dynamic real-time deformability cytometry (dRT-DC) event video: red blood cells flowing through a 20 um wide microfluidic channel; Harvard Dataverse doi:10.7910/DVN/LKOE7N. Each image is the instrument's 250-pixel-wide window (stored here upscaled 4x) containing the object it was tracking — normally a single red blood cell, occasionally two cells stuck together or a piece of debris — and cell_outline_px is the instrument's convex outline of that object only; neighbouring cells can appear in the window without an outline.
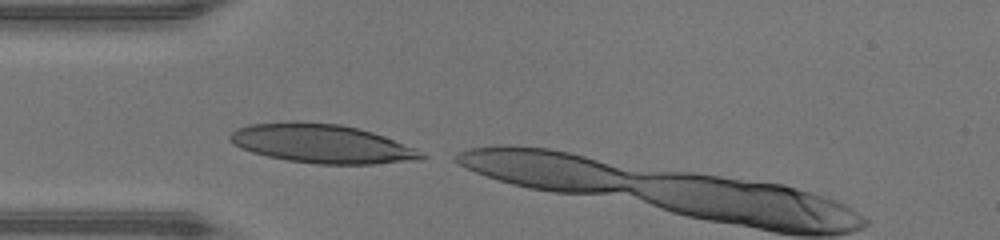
{"species": "human", "species_latin": "Homo sapiens", "temperature_condition": "warm", "stored_images_in_passage": 4, "camera_frame_rate_fps": 3000, "um_per_image_px": 0.085, "donor": {"sex": "male"}, "frame": {"image": 1, "passage_image": 1, "time_ms": 0.0, "image_size_px": [1000, 240], "cell_outline_px": [[428, 156], [420, 160], [372, 164], [316, 164], [288, 160], [268, 156], [252, 152], [240, 148], [232, 144], [228, 140], [228, 136], [236, 128], [248, 124], [296, 120], [340, 124], [372, 132], [384, 136], [416, 148]], "centroid_in_image_um": [27.32, 12.2], "position_along_channel_um": 57.7, "area_um2": 43.75}}